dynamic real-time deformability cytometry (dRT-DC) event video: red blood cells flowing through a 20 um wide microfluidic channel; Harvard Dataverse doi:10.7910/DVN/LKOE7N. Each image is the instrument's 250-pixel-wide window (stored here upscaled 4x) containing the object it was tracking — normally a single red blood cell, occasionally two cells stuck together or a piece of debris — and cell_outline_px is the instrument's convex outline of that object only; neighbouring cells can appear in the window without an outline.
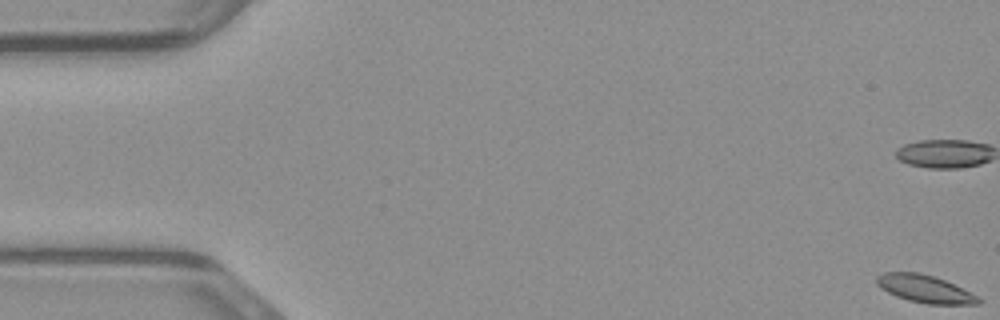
{"species": "common noctule bat (a hibernating species)", "species_latin": "Nyctalus noctula", "temperature_condition": "warm", "stored_images_in_passage": 16, "camera_frame_rate_fps": 3000, "um_per_image_px": 0.085, "animal": {"sex": "male", "body_mass_g": 23.1, "forearm_length_mm": 52.7}, "frame": {"image": 1, "passage_image": 1, "time_ms": 0.0, "image_size_px": [1000, 320], "cell_outline_px": [[980, 304], [928, 304], [908, 300], [896, 296], [880, 288], [876, 284], [876, 276], [884, 272], [920, 272], [944, 280], [976, 296], [980, 300]], "centroid_in_image_um": [78.54, 24.54], "position_along_channel_um": 6.5, "area_um2": 16.07}}